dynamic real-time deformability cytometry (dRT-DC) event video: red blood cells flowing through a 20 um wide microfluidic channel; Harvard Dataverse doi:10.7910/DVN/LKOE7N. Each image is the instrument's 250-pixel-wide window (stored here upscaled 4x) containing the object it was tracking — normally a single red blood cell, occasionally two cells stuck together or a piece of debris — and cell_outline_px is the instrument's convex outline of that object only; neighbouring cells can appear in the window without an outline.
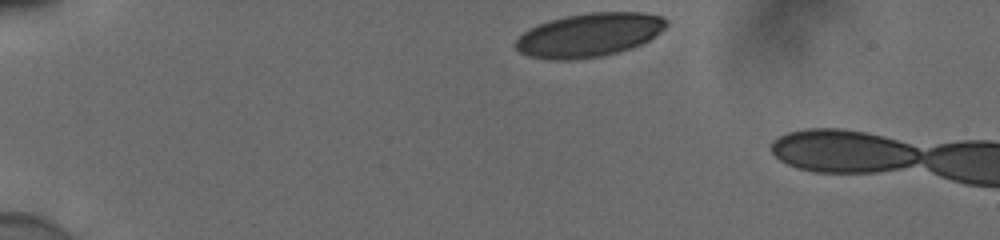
{"species": "human", "species_latin": "Homo sapiens", "temperature_condition": "cold", "stored_images_in_passage": 6, "camera_frame_rate_fps": 3000, "um_per_image_px": 0.085, "donor": {"sex": "male"}, "frame": {"image": 1, "passage_image": 1, "time_ms": 0.0, "image_size_px": [1000, 240], "cell_outline_px": [[668, 24], [660, 32], [648, 40], [632, 48], [600, 56], [568, 60], [552, 60], [528, 56], [520, 52], [516, 48], [516, 40], [524, 32], [540, 24], [552, 20], [568, 16], [592, 12], [640, 12], [660, 16], [668, 20]], "centroid_in_image_um": [50.1, 2.98], "position_along_channel_um": 34.9, "area_um2": 37.86}}